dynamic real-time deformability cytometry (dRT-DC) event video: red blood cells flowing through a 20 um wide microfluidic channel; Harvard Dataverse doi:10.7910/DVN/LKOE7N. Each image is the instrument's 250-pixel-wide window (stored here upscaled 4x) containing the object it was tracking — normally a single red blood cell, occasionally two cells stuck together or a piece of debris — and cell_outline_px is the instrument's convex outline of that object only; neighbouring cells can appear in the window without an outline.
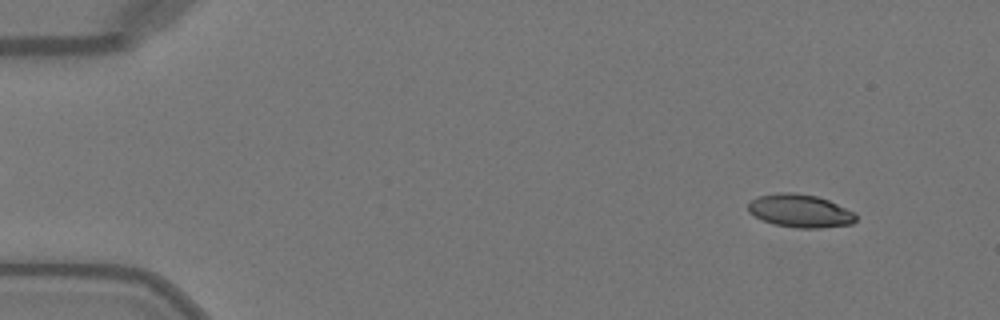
{"species": "Egyptian fruit bat (a non-hibernating species)", "species_latin": "Rousettus aegyptiacus", "temperature_condition": "warm", "stored_images_in_passage": 49, "camera_frame_rate_fps": 3000, "um_per_image_px": 0.085, "animal": {"sex": "female"}, "frame": {"image": 1, "passage_image": 4, "time_ms": 1.0, "image_size_px": [1000, 320], "cell_outline_px": [[856, 220], [852, 224], [820, 228], [796, 228], [772, 224], [748, 212], [748, 204], [752, 200], [760, 196], [776, 192], [792, 192], [816, 196], [828, 200], [856, 212]], "centroid_in_image_um": [68.03, 17.93], "position_along_channel_um": 17.0, "area_um2": 20.81}}
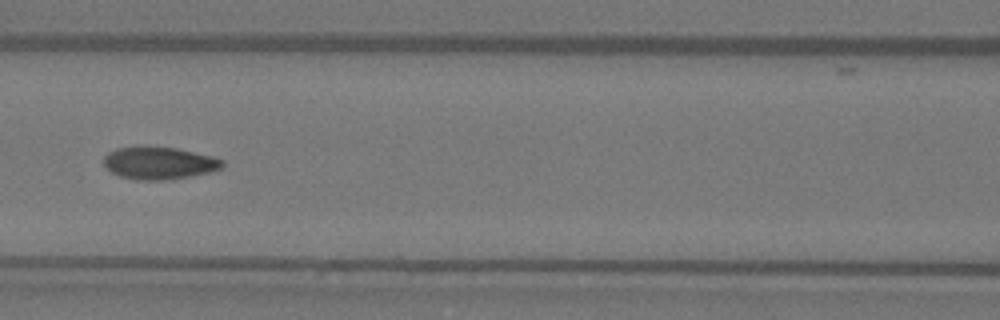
{"frame": {"image": 2, "passage_image": 22, "time_ms": 7.0, "image_size_px": [1000, 320], "cell_outline_px": [[224, 164], [220, 168], [212, 172], [192, 176], [168, 180], [136, 180], [120, 176], [112, 172], [104, 164], [104, 156], [108, 152], [116, 148], [140, 144], [176, 148], [212, 156], [224, 160]], "centroid_in_image_um": [13.51, 13.83], "position_along_channel_um": 153.1, "area_um2": 22.95}}
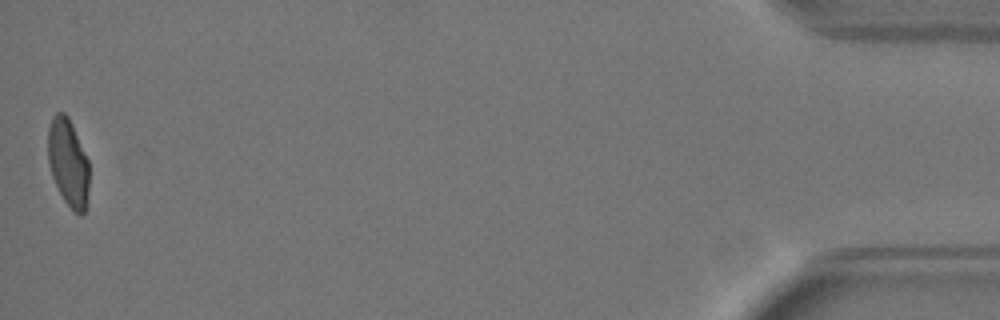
{"frame": {"image": 3, "passage_image": 49, "time_ms": 16.0, "image_size_px": [1000, 320], "cell_outline_px": [[88, 188], [84, 216], [80, 216], [64, 200], [52, 176], [48, 164], [48, 128], [52, 116], [56, 112], [64, 112], [68, 116], [72, 124], [88, 160]], "centroid_in_image_um": [5.78, 13.79], "position_along_channel_um": 429.4, "area_um2": 20.87}, "authors_computed_cell_mechanics": {"area_um2": 22.0218, "velocity_mm_per_s": 4.0927, "shape_relaxation_time_tau1_ms": 4.8772, "shape_relaxation_time_tau2_ms": 1.0359, "deformation_change_tau1": 0.1952, "deformation_change_tau2": 0.0541}}